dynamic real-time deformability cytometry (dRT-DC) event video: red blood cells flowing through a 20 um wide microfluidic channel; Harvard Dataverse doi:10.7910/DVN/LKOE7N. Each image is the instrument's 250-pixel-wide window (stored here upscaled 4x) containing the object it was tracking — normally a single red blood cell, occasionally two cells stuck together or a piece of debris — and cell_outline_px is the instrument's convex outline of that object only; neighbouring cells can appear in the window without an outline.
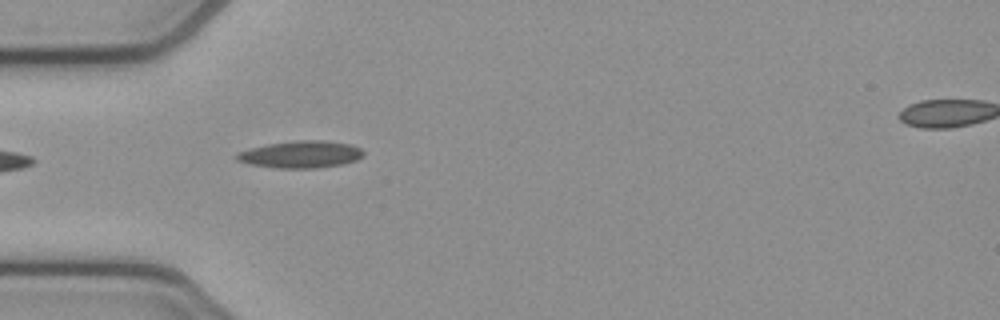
{"species": "common noctule bat (a hibernating species)", "species_latin": "Nyctalus noctula", "temperature_condition": "cold", "stored_images_in_passage": 5, "segment_of_instrument_passage": [1, 2], "camera_frame_rate_fps": 3000, "um_per_image_px": 0.085, "animal": {"sex": "female", "body_mass_g": 21.9}, "frame": {"image": 1, "passage_image": 4, "time_ms": 1.0, "image_size_px": [1000, 320], "cell_outline_px": [[364, 156], [356, 160], [344, 164], [316, 168], [276, 168], [248, 164], [236, 160], [232, 156], [236, 152], [248, 148], [268, 144], [296, 140], [324, 140], [348, 144], [360, 148], [364, 152]], "centroid_in_image_um": [25.51, 13.13], "position_along_channel_um": 59.5, "area_um2": 20.29}}